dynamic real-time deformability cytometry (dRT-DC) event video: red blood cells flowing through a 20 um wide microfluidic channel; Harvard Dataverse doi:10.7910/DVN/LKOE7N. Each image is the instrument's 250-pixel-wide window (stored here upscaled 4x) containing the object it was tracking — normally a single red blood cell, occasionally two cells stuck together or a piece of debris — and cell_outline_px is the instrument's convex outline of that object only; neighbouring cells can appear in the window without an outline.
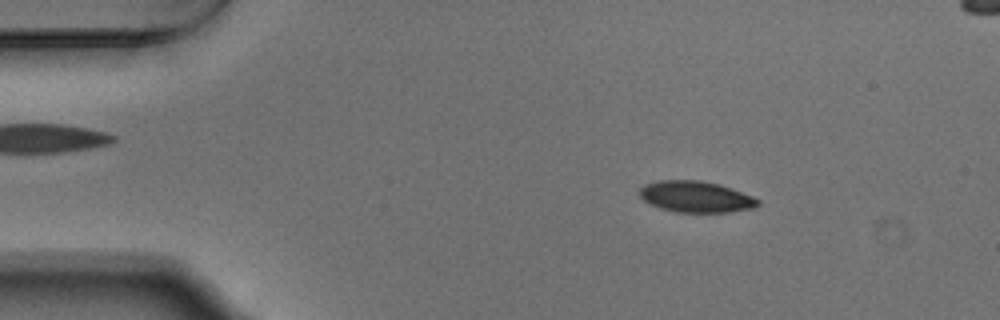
{"species": "Egyptian fruit bat (a non-hibernating species)", "species_latin": "Rousettus aegyptiacus", "temperature_condition": "warm", "stored_images_in_passage": 54, "segment_of_instrument_passage": [1, 2], "camera_frame_rate_fps": 3000, "um_per_image_px": 0.085, "animal": {"sex": "male"}, "frame": {"image": 1, "passage_image": 8, "time_ms": 2.333, "image_size_px": [1000, 320], "cell_outline_px": [[760, 204], [752, 208], [728, 212], [676, 212], [660, 208], [644, 200], [640, 196], [640, 188], [644, 184], [660, 180], [700, 180], [720, 184], [752, 196], [760, 200]], "centroid_in_image_um": [59.15, 16.71], "position_along_channel_um": 25.9, "area_um2": 21.44}}
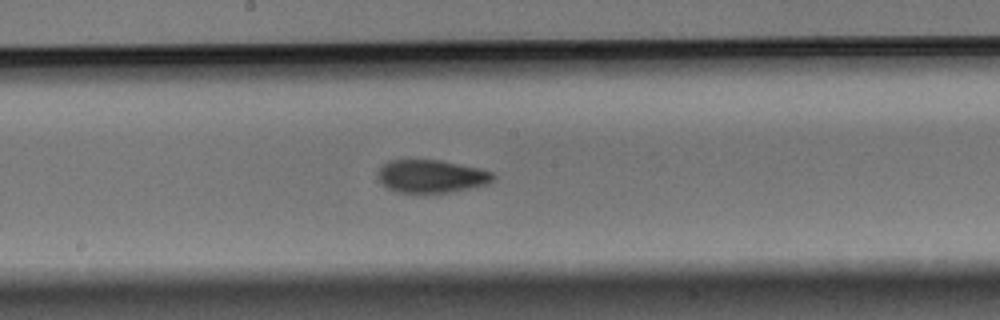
{"frame": {"image": 2, "passage_image": 28, "time_ms": 9.0, "image_size_px": [1000, 320], "cell_outline_px": [[496, 180], [488, 184], [472, 188], [448, 192], [396, 192], [380, 184], [376, 176], [380, 168], [388, 160], [440, 160], [480, 168], [492, 172], [496, 176]], "centroid_in_image_um": [36.68, 14.98], "position_along_channel_um": 211.5, "area_um2": 22.31}}
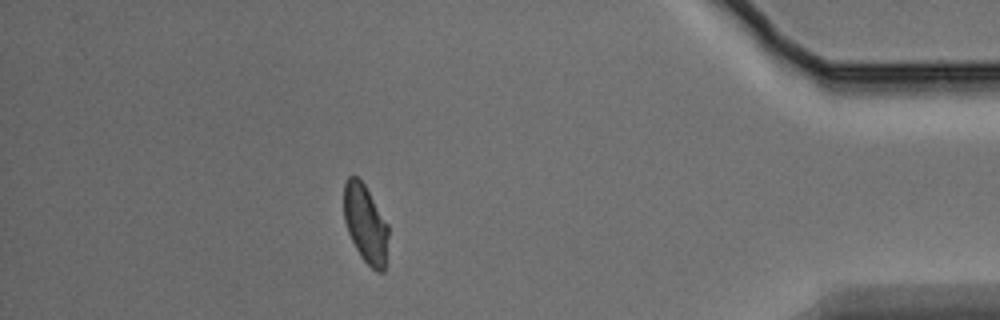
{"frame": {"image": 3, "passage_image": 47, "time_ms": 15.333, "image_size_px": [1000, 320], "cell_outline_px": [[388, 236], [384, 272], [376, 272], [360, 256], [348, 232], [344, 220], [344, 184], [348, 176], [356, 176], [364, 184], [388, 224]], "centroid_in_image_um": [31.06, 19.03], "position_along_channel_um": 404.1, "area_um2": 20.11}}